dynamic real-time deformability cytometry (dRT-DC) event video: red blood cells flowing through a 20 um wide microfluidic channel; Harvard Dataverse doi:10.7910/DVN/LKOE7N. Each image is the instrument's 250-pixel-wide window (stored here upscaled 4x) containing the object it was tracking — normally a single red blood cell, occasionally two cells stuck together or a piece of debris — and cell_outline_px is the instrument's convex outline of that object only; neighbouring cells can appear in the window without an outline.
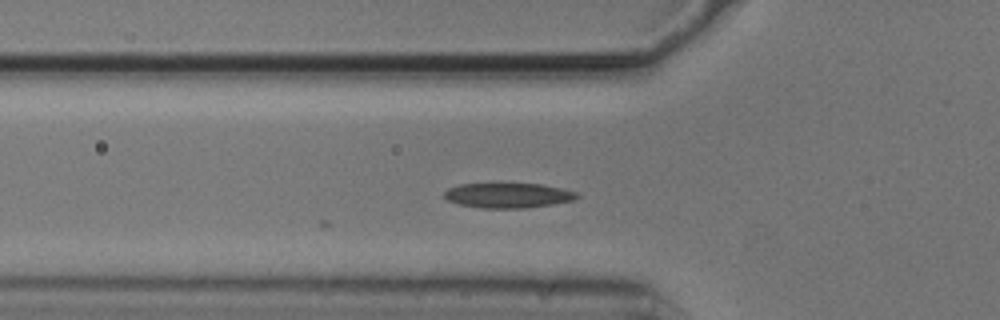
{"species": "common noctule bat (a hibernating species)", "species_latin": "Nyctalus noctula", "temperature_condition": "cold", "stored_images_in_passage": 3, "camera_frame_rate_fps": 3000, "um_per_image_px": 0.085, "animal": {"sex": "male", "body_mass_g": 20.5, "forearm_length_mm": 52.5}, "frame": {"image": 1, "passage_image": 3, "time_ms": 0.667, "image_size_px": [1000, 320], "cell_outline_px": [[580, 196], [576, 200], [552, 204], [524, 208], [480, 208], [460, 204], [448, 200], [444, 196], [444, 192], [448, 188], [460, 184], [488, 180], [544, 184], [576, 192]], "centroid_in_image_um": [43.15, 16.55], "position_along_channel_um": 82.6, "area_um2": 20.4}}